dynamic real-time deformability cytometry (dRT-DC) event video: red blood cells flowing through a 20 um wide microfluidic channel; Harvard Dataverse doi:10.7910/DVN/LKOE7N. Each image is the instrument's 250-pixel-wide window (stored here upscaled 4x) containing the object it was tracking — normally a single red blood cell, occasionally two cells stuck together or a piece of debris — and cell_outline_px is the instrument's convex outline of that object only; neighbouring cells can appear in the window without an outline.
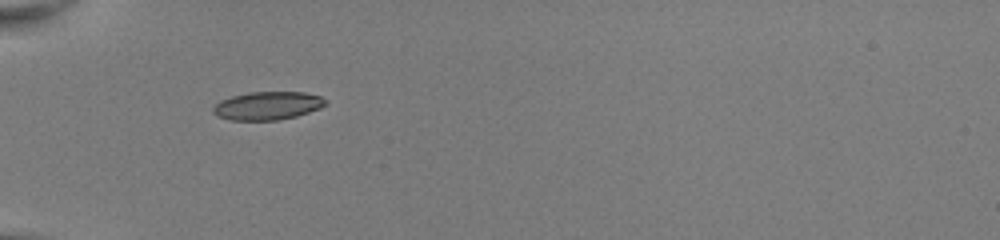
{"species": "common noctule bat (a hibernating species)", "species_latin": "Nyctalus noctula", "temperature_condition": "room temperature", "stored_images_in_passage": 34, "camera_frame_rate_fps": 3000, "um_per_image_px": 0.085, "animal": {"sex": "female", "body_mass_g": 22.0, "forearm_length_mm": 56.7}, "frame": {"image": 1, "passage_image": 1, "time_ms": 0.0, "image_size_px": [1000, 240], "cell_outline_px": [[328, 104], [320, 108], [296, 116], [276, 120], [228, 120], [216, 116], [212, 112], [212, 108], [220, 100], [232, 96], [248, 92], [304, 92], [320, 96], [328, 100]], "centroid_in_image_um": [22.73, 8.98], "position_along_channel_um": 62.3, "area_um2": 18.61}}
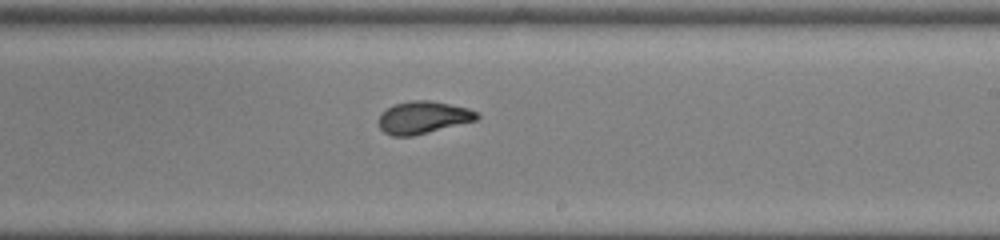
{"frame": {"image": 2, "passage_image": 16, "time_ms": 5.0, "image_size_px": [1000, 240], "cell_outline_px": [[480, 116], [476, 120], [412, 136], [392, 136], [384, 132], [380, 128], [376, 120], [380, 112], [392, 104], [412, 100], [428, 100], [468, 108], [480, 112]], "centroid_in_image_um": [35.91, 9.97], "position_along_channel_um": 253.1, "area_um2": 18.73}}
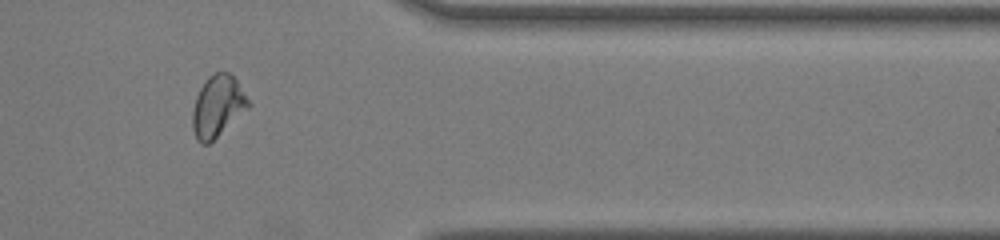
{"frame": {"image": 3, "passage_image": 27, "time_ms": 8.667, "image_size_px": [1000, 240], "cell_outline_px": [[252, 104], [248, 108], [208, 144], [200, 144], [196, 140], [192, 128], [192, 112], [196, 96], [204, 80], [208, 76], [216, 72], [228, 72], [236, 80]], "centroid_in_image_um": [18.47, 9.03], "position_along_channel_um": 392.9, "area_um2": 19.88}, "authors_computed_cell_mechanics": {"area_um2": 18.9584, "velocity_mm_per_s": 4.0491, "shape_relaxation_time_tau1_ms": 3.9827, "shape_relaxation_time_tau2_ms": 1.0968, "deformation_change_tau1": 0.1515, "deformation_change_tau2": 0.0711}}